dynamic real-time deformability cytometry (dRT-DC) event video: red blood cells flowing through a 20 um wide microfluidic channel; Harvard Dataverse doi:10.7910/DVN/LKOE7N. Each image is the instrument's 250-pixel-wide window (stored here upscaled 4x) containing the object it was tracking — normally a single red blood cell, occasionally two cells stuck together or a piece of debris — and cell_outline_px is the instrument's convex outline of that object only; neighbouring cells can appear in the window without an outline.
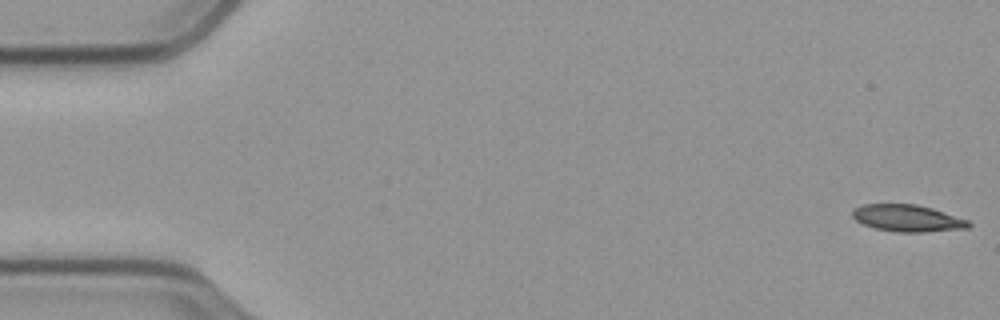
{"species": "common noctule bat (a hibernating species)", "species_latin": "Nyctalus noctula", "temperature_condition": "cold", "stored_images_in_passage": 59, "segment_of_instrument_passage": [1, 2], "camera_frame_rate_fps": 3000, "um_per_image_px": 0.085, "animal": {"sex": "male", "body_mass_g": 23.1, "forearm_length_mm": 52.7}, "frame": {"image": 1, "passage_image": 1, "time_ms": 0.0, "image_size_px": [1000, 320], "cell_outline_px": [[972, 224], [968, 228], [924, 232], [896, 232], [876, 228], [864, 224], [856, 220], [852, 216], [852, 212], [856, 208], [864, 204], [916, 204], [932, 208], [968, 220]], "centroid_in_image_um": [77.15, 18.55], "position_along_channel_um": 7.8, "area_um2": 18.03}}
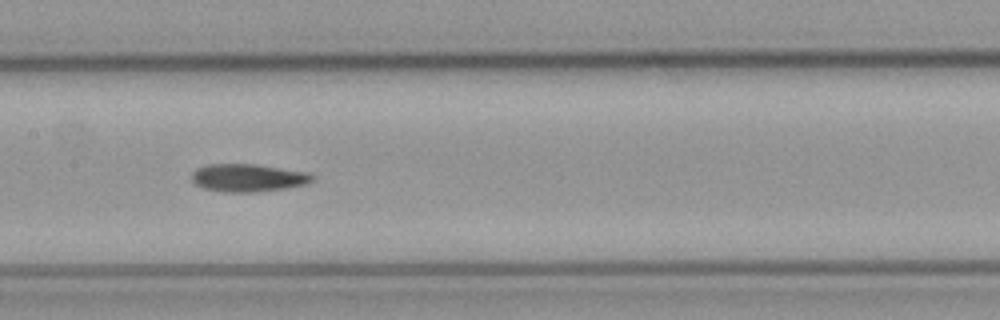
{"frame": {"image": 2, "passage_image": 28, "time_ms": 9.0, "image_size_px": [1000, 320], "cell_outline_px": [[316, 176], [308, 184], [288, 188], [256, 192], [224, 192], [204, 188], [196, 184], [192, 180], [192, 172], [196, 168], [204, 164], [256, 164], [308, 172]], "centroid_in_image_um": [21.1, 15.11], "position_along_channel_um": 186.3, "area_um2": 19.77}}
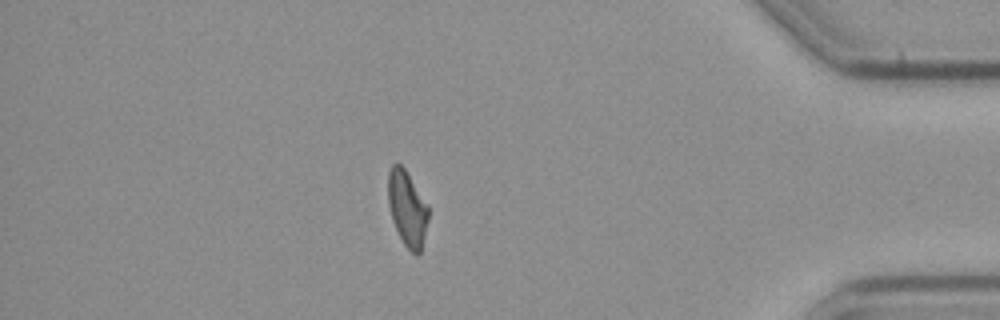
{"frame": {"image": 3, "passage_image": 50, "time_ms": 16.333, "image_size_px": [1000, 320], "cell_outline_px": [[428, 220], [420, 252], [416, 256], [404, 244], [392, 220], [388, 204], [388, 172], [392, 164], [400, 164], [404, 168], [428, 208]], "centroid_in_image_um": [34.59, 17.73], "position_along_channel_um": 400.6, "area_um2": 17.17}}